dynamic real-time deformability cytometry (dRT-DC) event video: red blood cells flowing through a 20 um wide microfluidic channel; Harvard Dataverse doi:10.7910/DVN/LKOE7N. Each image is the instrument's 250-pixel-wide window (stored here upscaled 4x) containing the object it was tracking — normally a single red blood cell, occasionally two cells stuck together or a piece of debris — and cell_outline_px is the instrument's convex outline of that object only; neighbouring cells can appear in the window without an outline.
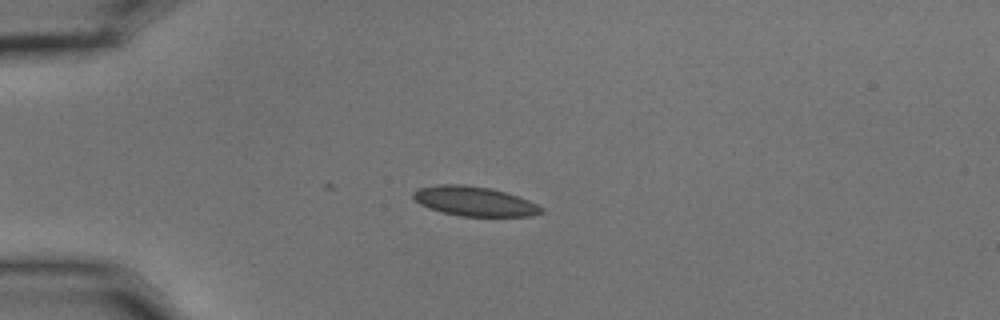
{"species": "common noctule bat (a hibernating species)", "species_latin": "Nyctalus noctula", "temperature_condition": "cold", "stored_images_in_passage": 21, "camera_frame_rate_fps": 3000, "um_per_image_px": 0.085, "animal": {"sex": "male", "body_mass_g": 15.6}, "frame": {"image": 1, "passage_image": 15, "time_ms": 4.667, "image_size_px": [1000, 320], "cell_outline_px": [[544, 212], [532, 216], [460, 216], [428, 208], [420, 204], [412, 196], [412, 192], [416, 188], [436, 184], [464, 184], [492, 188], [528, 200], [544, 208]], "centroid_in_image_um": [40.29, 17.09], "position_along_channel_um": 44.7, "area_um2": 22.14}}
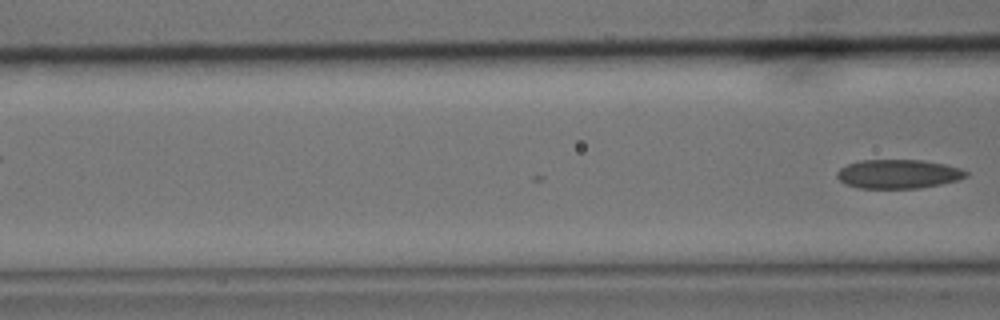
{"frame": {"image": 2, "passage_image": 21, "time_ms": 6.667, "image_size_px": [1000, 320], "cell_outline_px": [[968, 176], [960, 180], [920, 188], [860, 188], [844, 184], [836, 176], [836, 172], [840, 168], [848, 164], [860, 160], [920, 160], [944, 164], [960, 168], [968, 172]], "centroid_in_image_um": [76.35, 14.79], "position_along_channel_um": 90.2, "area_um2": 21.85}}